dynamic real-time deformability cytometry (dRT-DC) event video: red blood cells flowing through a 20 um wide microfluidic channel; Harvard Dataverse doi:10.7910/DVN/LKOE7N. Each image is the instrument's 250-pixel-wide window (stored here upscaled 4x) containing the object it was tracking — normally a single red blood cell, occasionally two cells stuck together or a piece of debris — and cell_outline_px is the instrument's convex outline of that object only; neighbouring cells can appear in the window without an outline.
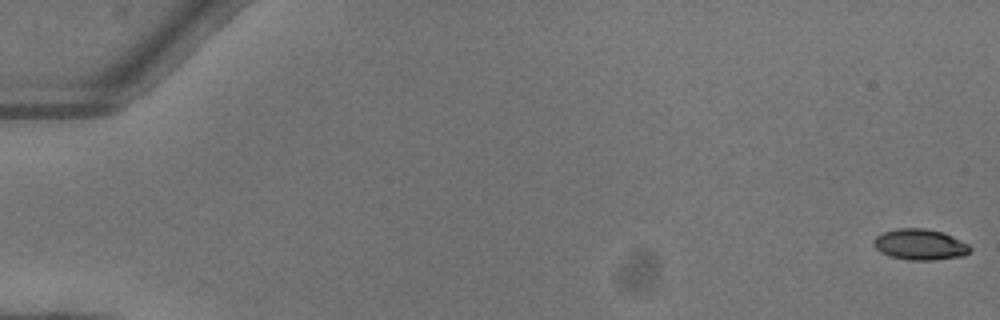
{"species": "common noctule bat (a hibernating species)", "species_latin": "Nyctalus noctula", "temperature_condition": "warm", "stored_images_in_passage": 52, "camera_frame_rate_fps": 3000, "um_per_image_px": 0.085, "animal": {"sex": "female"}, "frame": {"image": 1, "passage_image": 1, "time_ms": 0.0, "image_size_px": [1000, 320], "cell_outline_px": [[972, 252], [964, 256], [932, 260], [908, 260], [892, 256], [880, 252], [872, 244], [872, 240], [876, 236], [884, 232], [896, 228], [924, 228], [944, 232], [968, 244], [972, 248]], "centroid_in_image_um": [78.22, 20.78], "position_along_channel_um": 6.8, "area_um2": 17.51}}
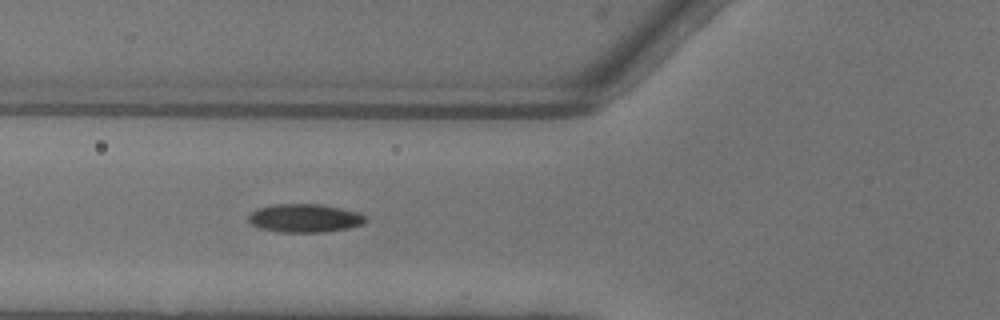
{"frame": {"image": 2, "passage_image": 21, "time_ms": 6.667, "image_size_px": [1000, 320], "cell_outline_px": [[364, 224], [348, 228], [324, 232], [280, 232], [260, 228], [252, 224], [248, 220], [248, 216], [256, 208], [272, 204], [320, 204], [360, 212], [364, 216]], "centroid_in_image_um": [25.88, 18.53], "position_along_channel_um": 99.9, "area_um2": 19.36}}
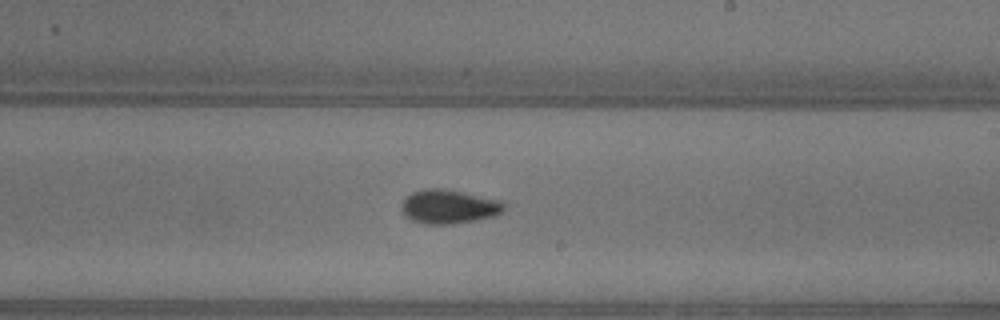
{"frame": {"image": 3, "passage_image": 32, "time_ms": 10.333, "image_size_px": [1000, 320], "cell_outline_px": [[504, 208], [496, 216], [476, 220], [452, 224], [428, 224], [412, 220], [404, 216], [400, 208], [400, 204], [412, 192], [424, 188], [440, 188], [504, 200]], "centroid_in_image_um": [38.14, 17.56], "position_along_channel_um": 250.9, "area_um2": 20.4}, "authors_computed_cell_mechanics": {"area_um2": 18.2937, "velocity_mm_per_s": 4.109, "shape_relaxation_time_tau1_ms": 6.3344, "shape_relaxation_time_tau2_ms": 2.2327, "deformation_change_tau1": 0.1781, "deformation_change_tau2": 0.0656}}